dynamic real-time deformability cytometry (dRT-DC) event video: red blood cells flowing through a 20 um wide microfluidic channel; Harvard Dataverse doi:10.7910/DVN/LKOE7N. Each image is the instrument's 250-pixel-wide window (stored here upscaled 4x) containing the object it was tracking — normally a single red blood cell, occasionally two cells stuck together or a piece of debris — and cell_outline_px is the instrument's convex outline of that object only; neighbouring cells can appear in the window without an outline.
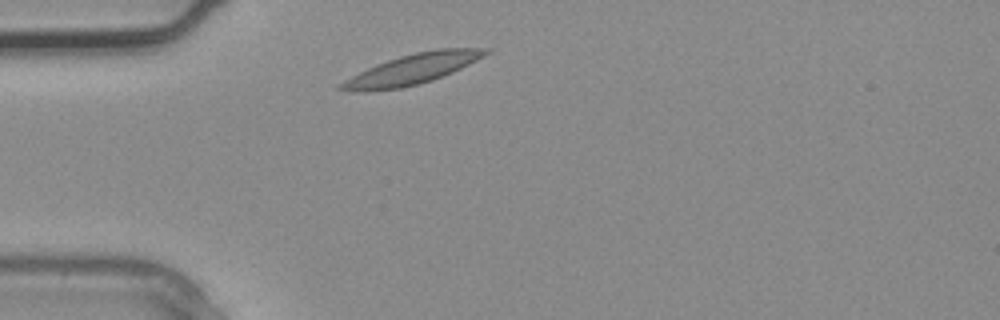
{"species": "common noctule bat (a hibernating species)", "species_latin": "Nyctalus noctula", "temperature_condition": "warm", "stored_images_in_passage": 1, "camera_frame_rate_fps": 3000, "um_per_image_px": 0.085, "animal": {"sex": "male", "body_mass_g": 20.4}, "frame": {"image": 1, "passage_image": 1, "time_ms": 0.0, "image_size_px": [1000, 320], "cell_outline_px": [[492, 52], [444, 76], [420, 84], [400, 88], [368, 92], [356, 92], [336, 88], [344, 80], [376, 64], [400, 56], [416, 52], [436, 48], [492, 48]], "centroid_in_image_um": [35.06, 5.88], "position_along_channel_um": 49.9, "area_um2": 25.49}}